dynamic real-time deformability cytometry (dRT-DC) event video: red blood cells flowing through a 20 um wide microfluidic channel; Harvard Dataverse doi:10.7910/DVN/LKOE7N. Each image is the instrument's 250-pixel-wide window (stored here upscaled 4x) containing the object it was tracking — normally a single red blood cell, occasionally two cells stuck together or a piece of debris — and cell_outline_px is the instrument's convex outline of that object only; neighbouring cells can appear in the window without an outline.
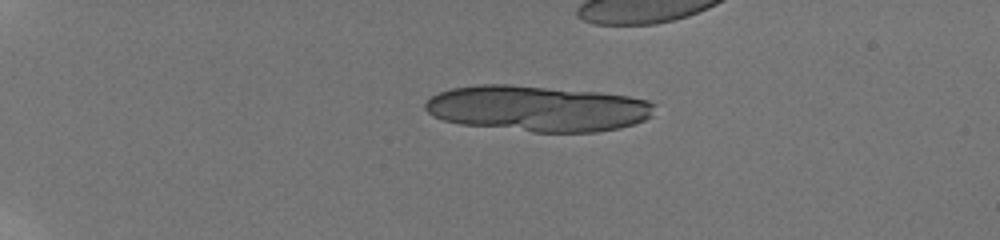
{"species": "human", "species_latin": "Homo sapiens", "temperature_condition": "room temperature", "stored_images_in_passage": 24, "camera_frame_rate_fps": 3000, "um_per_image_px": 0.085, "donor": {"sex": "male"}, "frame": {"image": 1, "passage_image": 14, "time_ms": 4.667, "image_size_px": [1000, 240], "cell_outline_px": [[656, 104], [652, 116], [644, 120], [620, 128], [596, 132], [532, 132], [460, 124], [444, 120], [432, 116], [424, 108], [424, 104], [432, 96], [440, 92], [452, 88], [480, 84], [508, 84], [596, 92], [628, 96], [648, 100]], "centroid_in_image_um": [45.69, 9.23], "position_along_channel_um": 39.3, "area_um2": 61.33}}